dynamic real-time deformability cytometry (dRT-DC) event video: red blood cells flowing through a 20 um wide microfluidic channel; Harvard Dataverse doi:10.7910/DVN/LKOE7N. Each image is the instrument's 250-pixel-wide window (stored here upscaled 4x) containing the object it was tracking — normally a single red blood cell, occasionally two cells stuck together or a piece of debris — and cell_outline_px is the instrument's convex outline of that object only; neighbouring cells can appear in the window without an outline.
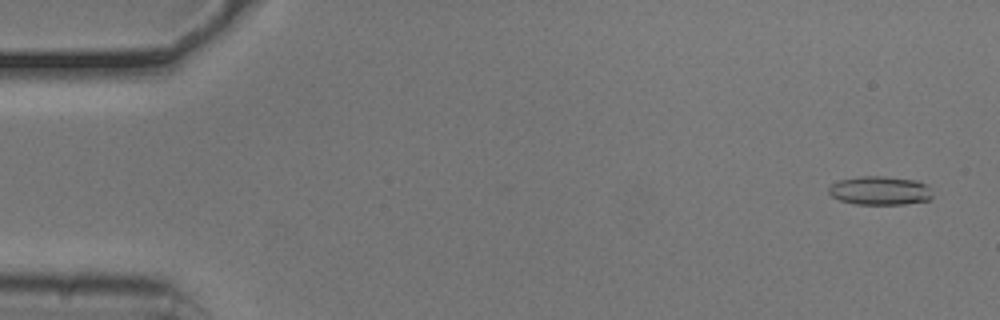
{"species": "common noctule bat (a hibernating species)", "species_latin": "Nyctalus noctula", "temperature_condition": "cold", "stored_images_in_passage": 54, "camera_frame_rate_fps": 3000, "um_per_image_px": 0.085, "animal": {"sex": "male", "body_mass_g": 20.5, "forearm_length_mm": 52.5}, "frame": {"image": 1, "passage_image": 3, "time_ms": 0.667, "image_size_px": [1000, 320], "cell_outline_px": [[932, 196], [928, 200], [904, 204], [856, 204], [840, 200], [832, 196], [828, 192], [828, 188], [832, 184], [840, 180], [864, 176], [884, 176], [916, 180], [924, 184], [928, 188]], "centroid_in_image_um": [74.77, 16.2], "position_along_channel_um": 10.2, "area_um2": 17.11}}
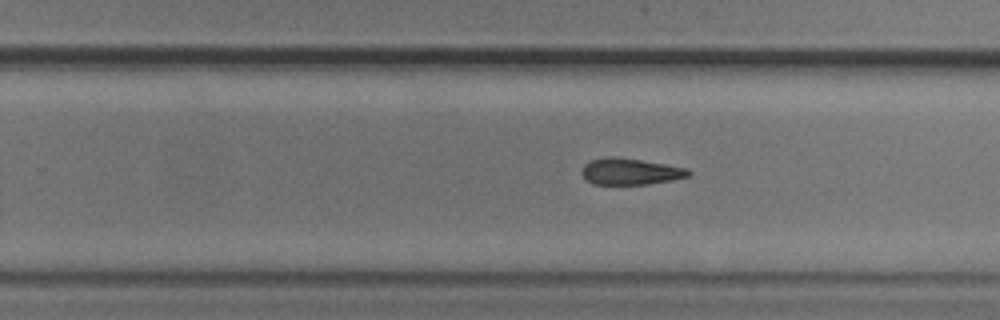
{"frame": {"image": 2, "passage_image": 34, "time_ms": 11.0, "image_size_px": [1000, 320], "cell_outline_px": [[692, 172], [688, 176], [672, 180], [648, 184], [592, 184], [580, 172], [584, 164], [592, 160], [612, 156], [616, 156], [688, 168]], "centroid_in_image_um": [53.58, 14.58], "position_along_channel_um": 276.2, "area_um2": 16.3}}
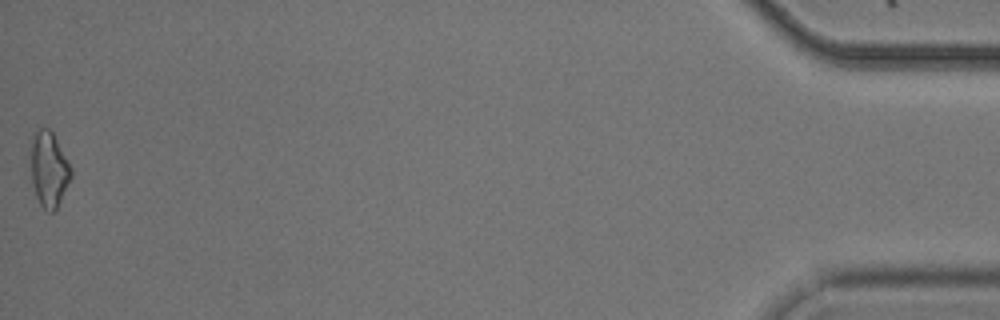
{"frame": {"image": 3, "passage_image": 54, "time_ms": 17.667, "image_size_px": [1000, 320], "cell_outline_px": [[72, 176], [56, 208], [52, 212], [48, 212], [40, 204], [36, 196], [32, 184], [32, 136], [40, 128], [48, 128], [52, 132], [72, 168]], "centroid_in_image_um": [4.17, 14.4], "position_along_channel_um": 431.0, "area_um2": 17.22}, "authors_computed_cell_mechanics": {"area_um2": 17.0799, "velocity_mm_per_s": 3.7932, "shape_relaxation_time_tau1_ms": 5.2113, "shape_relaxation_time_tau2_ms": null, "deformation_change_tau1": 0.118, "deformation_change_tau2": null}}